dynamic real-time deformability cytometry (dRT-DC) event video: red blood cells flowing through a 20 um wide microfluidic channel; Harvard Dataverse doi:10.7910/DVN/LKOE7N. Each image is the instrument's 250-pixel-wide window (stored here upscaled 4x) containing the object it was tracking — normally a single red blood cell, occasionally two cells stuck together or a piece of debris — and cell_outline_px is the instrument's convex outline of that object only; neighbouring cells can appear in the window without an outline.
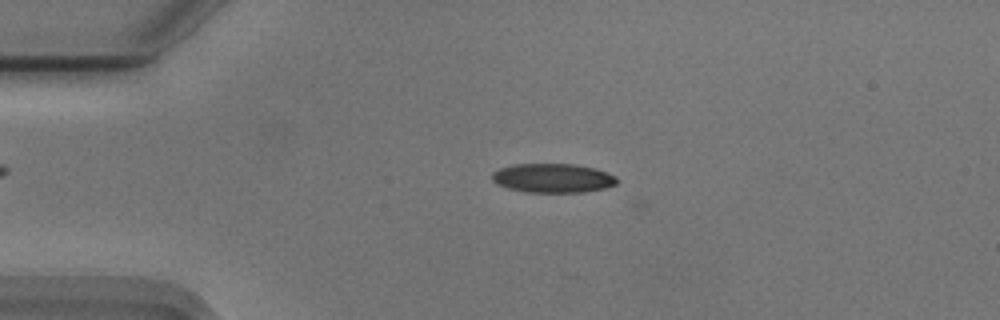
{"species": "Egyptian fruit bat (a non-hibernating species)", "species_latin": "Rousettus aegyptiacus", "temperature_condition": "cold", "stored_images_in_passage": 48, "camera_frame_rate_fps": 3000, "um_per_image_px": 0.085, "animal": {"sex": "male"}, "frame": {"image": 1, "passage_image": 12, "time_ms": 3.667, "image_size_px": [1000, 320], "cell_outline_px": [[616, 184], [604, 188], [584, 192], [524, 192], [508, 188], [492, 180], [492, 172], [500, 168], [512, 164], [576, 164], [596, 168], [616, 176]], "centroid_in_image_um": [46.99, 15.13], "position_along_channel_um": 38.0, "area_um2": 21.15}}
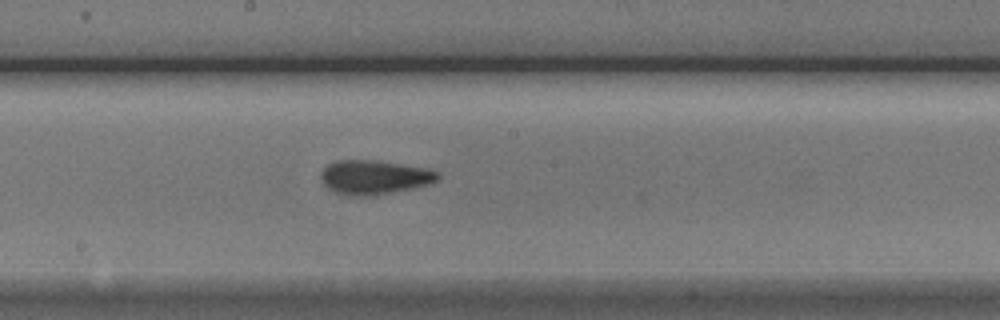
{"frame": {"image": 2, "passage_image": 29, "time_ms": 9.333, "image_size_px": [1000, 320], "cell_outline_px": [[440, 176], [432, 184], [372, 196], [348, 196], [336, 192], [328, 188], [320, 180], [320, 172], [328, 164], [336, 160], [376, 160], [428, 168], [440, 172]], "centroid_in_image_um": [31.82, 15.06], "position_along_channel_um": 216.4, "area_um2": 23.52}}
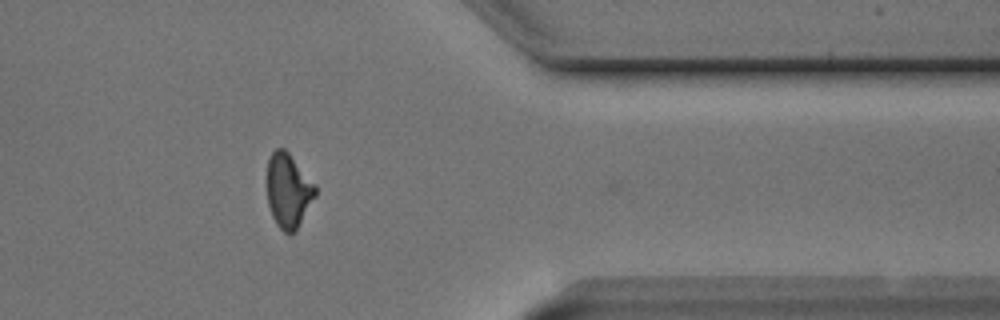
{"frame": {"image": 3, "passage_image": 44, "time_ms": 14.333, "image_size_px": [1000, 320], "cell_outline_px": [[316, 196], [296, 228], [292, 232], [284, 232], [276, 224], [272, 216], [268, 204], [268, 160], [272, 152], [276, 148], [284, 148], [288, 152], [316, 184]], "centroid_in_image_um": [24.52, 16.17], "position_along_channel_um": 386.9, "area_um2": 20.58}, "authors_computed_cell_mechanics": {"area_um2": 21.675, "velocity_mm_per_s": 3.7432, "shape_relaxation_time_tau1_ms": 4.2453, "shape_relaxation_time_tau2_ms": 2.9044, "deformation_change_tau1": 0.1423, "deformation_change_tau2": 0.1056}}